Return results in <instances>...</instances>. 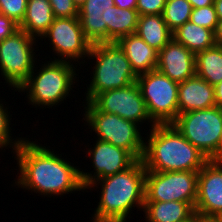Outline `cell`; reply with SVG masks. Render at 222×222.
I'll list each match as a JSON object with an SVG mask.
<instances>
[{
  "mask_svg": "<svg viewBox=\"0 0 222 222\" xmlns=\"http://www.w3.org/2000/svg\"><path fill=\"white\" fill-rule=\"evenodd\" d=\"M29 140L24 137L15 151L19 176H16L13 184L50 198L86 190L81 182L79 166H74L53 149L51 151L48 147Z\"/></svg>",
  "mask_w": 222,
  "mask_h": 222,
  "instance_id": "cell-1",
  "label": "cell"
},
{
  "mask_svg": "<svg viewBox=\"0 0 222 222\" xmlns=\"http://www.w3.org/2000/svg\"><path fill=\"white\" fill-rule=\"evenodd\" d=\"M145 176L146 169L140 159L122 172L89 184L86 190H95L99 185L101 187V197L91 222H127L133 207L142 211L145 202Z\"/></svg>",
  "mask_w": 222,
  "mask_h": 222,
  "instance_id": "cell-2",
  "label": "cell"
},
{
  "mask_svg": "<svg viewBox=\"0 0 222 222\" xmlns=\"http://www.w3.org/2000/svg\"><path fill=\"white\" fill-rule=\"evenodd\" d=\"M149 131L142 158L146 171L199 172L208 161L173 124H155Z\"/></svg>",
  "mask_w": 222,
  "mask_h": 222,
  "instance_id": "cell-3",
  "label": "cell"
},
{
  "mask_svg": "<svg viewBox=\"0 0 222 222\" xmlns=\"http://www.w3.org/2000/svg\"><path fill=\"white\" fill-rule=\"evenodd\" d=\"M46 61L37 69V61L26 81L17 89L18 92H25L29 104L39 108H51L64 103V100L70 95L74 84L79 82L75 80L79 69L73 62L52 60ZM76 67V68H75ZM77 70V71H76ZM37 73H35V72ZM76 81V82H75Z\"/></svg>",
  "mask_w": 222,
  "mask_h": 222,
  "instance_id": "cell-4",
  "label": "cell"
},
{
  "mask_svg": "<svg viewBox=\"0 0 222 222\" xmlns=\"http://www.w3.org/2000/svg\"><path fill=\"white\" fill-rule=\"evenodd\" d=\"M88 59H93L95 66H91L92 80L86 86L87 93L84 92L85 102H90L101 92L124 88L137 81V75L132 70L130 61L117 42L92 44Z\"/></svg>",
  "mask_w": 222,
  "mask_h": 222,
  "instance_id": "cell-5",
  "label": "cell"
},
{
  "mask_svg": "<svg viewBox=\"0 0 222 222\" xmlns=\"http://www.w3.org/2000/svg\"><path fill=\"white\" fill-rule=\"evenodd\" d=\"M84 107V121L86 126L95 132L97 138L110 142L128 150L137 160L143 158L145 150V138L142 137V129L133 121L125 120L116 114L98 111L90 102H82ZM87 105V106H86ZM141 129V130H140Z\"/></svg>",
  "mask_w": 222,
  "mask_h": 222,
  "instance_id": "cell-6",
  "label": "cell"
},
{
  "mask_svg": "<svg viewBox=\"0 0 222 222\" xmlns=\"http://www.w3.org/2000/svg\"><path fill=\"white\" fill-rule=\"evenodd\" d=\"M172 124L208 160L221 155L222 107L178 114Z\"/></svg>",
  "mask_w": 222,
  "mask_h": 222,
  "instance_id": "cell-7",
  "label": "cell"
},
{
  "mask_svg": "<svg viewBox=\"0 0 222 222\" xmlns=\"http://www.w3.org/2000/svg\"><path fill=\"white\" fill-rule=\"evenodd\" d=\"M36 43V38L21 29L0 42V74L11 90L17 91L33 71L38 60Z\"/></svg>",
  "mask_w": 222,
  "mask_h": 222,
  "instance_id": "cell-8",
  "label": "cell"
},
{
  "mask_svg": "<svg viewBox=\"0 0 222 222\" xmlns=\"http://www.w3.org/2000/svg\"><path fill=\"white\" fill-rule=\"evenodd\" d=\"M149 117L155 124H172L179 114L178 86L157 70L137 76Z\"/></svg>",
  "mask_w": 222,
  "mask_h": 222,
  "instance_id": "cell-9",
  "label": "cell"
},
{
  "mask_svg": "<svg viewBox=\"0 0 222 222\" xmlns=\"http://www.w3.org/2000/svg\"><path fill=\"white\" fill-rule=\"evenodd\" d=\"M197 186L198 171H146L145 202L179 201L194 207Z\"/></svg>",
  "mask_w": 222,
  "mask_h": 222,
  "instance_id": "cell-10",
  "label": "cell"
},
{
  "mask_svg": "<svg viewBox=\"0 0 222 222\" xmlns=\"http://www.w3.org/2000/svg\"><path fill=\"white\" fill-rule=\"evenodd\" d=\"M46 38L58 57L53 56L52 60L73 61L74 64L77 62L81 69V63L86 62L92 44L85 38L78 17L54 18L47 32L41 37L42 41ZM81 59L83 61L80 62Z\"/></svg>",
  "mask_w": 222,
  "mask_h": 222,
  "instance_id": "cell-11",
  "label": "cell"
},
{
  "mask_svg": "<svg viewBox=\"0 0 222 222\" xmlns=\"http://www.w3.org/2000/svg\"><path fill=\"white\" fill-rule=\"evenodd\" d=\"M90 103L104 113L116 114L119 117L135 122L138 125L150 123L151 129L155 123L148 115L146 104L137 82L124 88L106 90L97 94ZM149 123H148V122Z\"/></svg>",
  "mask_w": 222,
  "mask_h": 222,
  "instance_id": "cell-12",
  "label": "cell"
},
{
  "mask_svg": "<svg viewBox=\"0 0 222 222\" xmlns=\"http://www.w3.org/2000/svg\"><path fill=\"white\" fill-rule=\"evenodd\" d=\"M93 146L87 149L86 153L89 159L91 157V166L95 172L80 171L81 182L85 189L95 180L122 172L137 161L128 150L114 146L110 142L96 139Z\"/></svg>",
  "mask_w": 222,
  "mask_h": 222,
  "instance_id": "cell-13",
  "label": "cell"
},
{
  "mask_svg": "<svg viewBox=\"0 0 222 222\" xmlns=\"http://www.w3.org/2000/svg\"><path fill=\"white\" fill-rule=\"evenodd\" d=\"M195 213L203 216L222 214V166L215 160H208L198 172Z\"/></svg>",
  "mask_w": 222,
  "mask_h": 222,
  "instance_id": "cell-14",
  "label": "cell"
},
{
  "mask_svg": "<svg viewBox=\"0 0 222 222\" xmlns=\"http://www.w3.org/2000/svg\"><path fill=\"white\" fill-rule=\"evenodd\" d=\"M114 0H86L79 7V21L91 44L110 42V24Z\"/></svg>",
  "mask_w": 222,
  "mask_h": 222,
  "instance_id": "cell-15",
  "label": "cell"
},
{
  "mask_svg": "<svg viewBox=\"0 0 222 222\" xmlns=\"http://www.w3.org/2000/svg\"><path fill=\"white\" fill-rule=\"evenodd\" d=\"M156 70L174 82L182 83L196 75L195 54L172 38L158 52Z\"/></svg>",
  "mask_w": 222,
  "mask_h": 222,
  "instance_id": "cell-16",
  "label": "cell"
},
{
  "mask_svg": "<svg viewBox=\"0 0 222 222\" xmlns=\"http://www.w3.org/2000/svg\"><path fill=\"white\" fill-rule=\"evenodd\" d=\"M214 86L195 75L178 86L179 114L215 107Z\"/></svg>",
  "mask_w": 222,
  "mask_h": 222,
  "instance_id": "cell-17",
  "label": "cell"
},
{
  "mask_svg": "<svg viewBox=\"0 0 222 222\" xmlns=\"http://www.w3.org/2000/svg\"><path fill=\"white\" fill-rule=\"evenodd\" d=\"M117 43L124 50L132 70L138 76L157 68L158 51L136 33L121 37Z\"/></svg>",
  "mask_w": 222,
  "mask_h": 222,
  "instance_id": "cell-18",
  "label": "cell"
},
{
  "mask_svg": "<svg viewBox=\"0 0 222 222\" xmlns=\"http://www.w3.org/2000/svg\"><path fill=\"white\" fill-rule=\"evenodd\" d=\"M146 222H186L195 215L194 207L188 202H144Z\"/></svg>",
  "mask_w": 222,
  "mask_h": 222,
  "instance_id": "cell-19",
  "label": "cell"
},
{
  "mask_svg": "<svg viewBox=\"0 0 222 222\" xmlns=\"http://www.w3.org/2000/svg\"><path fill=\"white\" fill-rule=\"evenodd\" d=\"M54 18L49 0H28L24 18L18 26L30 36L41 40Z\"/></svg>",
  "mask_w": 222,
  "mask_h": 222,
  "instance_id": "cell-20",
  "label": "cell"
},
{
  "mask_svg": "<svg viewBox=\"0 0 222 222\" xmlns=\"http://www.w3.org/2000/svg\"><path fill=\"white\" fill-rule=\"evenodd\" d=\"M158 52L173 38V32L162 15H141L135 32Z\"/></svg>",
  "mask_w": 222,
  "mask_h": 222,
  "instance_id": "cell-21",
  "label": "cell"
},
{
  "mask_svg": "<svg viewBox=\"0 0 222 222\" xmlns=\"http://www.w3.org/2000/svg\"><path fill=\"white\" fill-rule=\"evenodd\" d=\"M173 38L194 54L213 47L216 44L212 30L196 25L191 21L185 22L176 29L173 32Z\"/></svg>",
  "mask_w": 222,
  "mask_h": 222,
  "instance_id": "cell-22",
  "label": "cell"
},
{
  "mask_svg": "<svg viewBox=\"0 0 222 222\" xmlns=\"http://www.w3.org/2000/svg\"><path fill=\"white\" fill-rule=\"evenodd\" d=\"M196 75L215 86L222 81V45L195 54Z\"/></svg>",
  "mask_w": 222,
  "mask_h": 222,
  "instance_id": "cell-23",
  "label": "cell"
},
{
  "mask_svg": "<svg viewBox=\"0 0 222 222\" xmlns=\"http://www.w3.org/2000/svg\"><path fill=\"white\" fill-rule=\"evenodd\" d=\"M139 14L136 9H122L112 6L110 24V42H117L121 37L136 32Z\"/></svg>",
  "mask_w": 222,
  "mask_h": 222,
  "instance_id": "cell-24",
  "label": "cell"
},
{
  "mask_svg": "<svg viewBox=\"0 0 222 222\" xmlns=\"http://www.w3.org/2000/svg\"><path fill=\"white\" fill-rule=\"evenodd\" d=\"M192 9L188 0H166L162 16L169 29L174 32L185 22L190 21Z\"/></svg>",
  "mask_w": 222,
  "mask_h": 222,
  "instance_id": "cell-25",
  "label": "cell"
},
{
  "mask_svg": "<svg viewBox=\"0 0 222 222\" xmlns=\"http://www.w3.org/2000/svg\"><path fill=\"white\" fill-rule=\"evenodd\" d=\"M3 104L2 99H0V150L4 149V147L12 148L11 153H15V151L18 149L21 142L24 140V138L16 137L13 138L11 134V121H12V115H10V111L8 112L7 109H9V106ZM11 120V121H10ZM13 138V139H12ZM18 138V139H17Z\"/></svg>",
  "mask_w": 222,
  "mask_h": 222,
  "instance_id": "cell-26",
  "label": "cell"
},
{
  "mask_svg": "<svg viewBox=\"0 0 222 222\" xmlns=\"http://www.w3.org/2000/svg\"><path fill=\"white\" fill-rule=\"evenodd\" d=\"M190 21L214 32L218 22L214 4L207 7L192 9Z\"/></svg>",
  "mask_w": 222,
  "mask_h": 222,
  "instance_id": "cell-27",
  "label": "cell"
},
{
  "mask_svg": "<svg viewBox=\"0 0 222 222\" xmlns=\"http://www.w3.org/2000/svg\"><path fill=\"white\" fill-rule=\"evenodd\" d=\"M28 0H0V14L11 18L18 25L22 22Z\"/></svg>",
  "mask_w": 222,
  "mask_h": 222,
  "instance_id": "cell-28",
  "label": "cell"
},
{
  "mask_svg": "<svg viewBox=\"0 0 222 222\" xmlns=\"http://www.w3.org/2000/svg\"><path fill=\"white\" fill-rule=\"evenodd\" d=\"M55 18L78 17L79 8L73 0H49Z\"/></svg>",
  "mask_w": 222,
  "mask_h": 222,
  "instance_id": "cell-29",
  "label": "cell"
},
{
  "mask_svg": "<svg viewBox=\"0 0 222 222\" xmlns=\"http://www.w3.org/2000/svg\"><path fill=\"white\" fill-rule=\"evenodd\" d=\"M166 0H137L136 10L141 15H162Z\"/></svg>",
  "mask_w": 222,
  "mask_h": 222,
  "instance_id": "cell-30",
  "label": "cell"
},
{
  "mask_svg": "<svg viewBox=\"0 0 222 222\" xmlns=\"http://www.w3.org/2000/svg\"><path fill=\"white\" fill-rule=\"evenodd\" d=\"M18 29L19 26L17 23H15L11 18L0 14V42L11 36Z\"/></svg>",
  "mask_w": 222,
  "mask_h": 222,
  "instance_id": "cell-31",
  "label": "cell"
},
{
  "mask_svg": "<svg viewBox=\"0 0 222 222\" xmlns=\"http://www.w3.org/2000/svg\"><path fill=\"white\" fill-rule=\"evenodd\" d=\"M137 0H114L115 6L122 9H136Z\"/></svg>",
  "mask_w": 222,
  "mask_h": 222,
  "instance_id": "cell-32",
  "label": "cell"
},
{
  "mask_svg": "<svg viewBox=\"0 0 222 222\" xmlns=\"http://www.w3.org/2000/svg\"><path fill=\"white\" fill-rule=\"evenodd\" d=\"M214 98L216 106L222 107V81L214 86Z\"/></svg>",
  "mask_w": 222,
  "mask_h": 222,
  "instance_id": "cell-33",
  "label": "cell"
},
{
  "mask_svg": "<svg viewBox=\"0 0 222 222\" xmlns=\"http://www.w3.org/2000/svg\"><path fill=\"white\" fill-rule=\"evenodd\" d=\"M193 9L213 5L214 0H188Z\"/></svg>",
  "mask_w": 222,
  "mask_h": 222,
  "instance_id": "cell-34",
  "label": "cell"
},
{
  "mask_svg": "<svg viewBox=\"0 0 222 222\" xmlns=\"http://www.w3.org/2000/svg\"><path fill=\"white\" fill-rule=\"evenodd\" d=\"M215 42L222 45V19H218L216 29L214 31Z\"/></svg>",
  "mask_w": 222,
  "mask_h": 222,
  "instance_id": "cell-35",
  "label": "cell"
},
{
  "mask_svg": "<svg viewBox=\"0 0 222 222\" xmlns=\"http://www.w3.org/2000/svg\"><path fill=\"white\" fill-rule=\"evenodd\" d=\"M196 222H222V219L217 216H203V215L197 214Z\"/></svg>",
  "mask_w": 222,
  "mask_h": 222,
  "instance_id": "cell-36",
  "label": "cell"
},
{
  "mask_svg": "<svg viewBox=\"0 0 222 222\" xmlns=\"http://www.w3.org/2000/svg\"><path fill=\"white\" fill-rule=\"evenodd\" d=\"M214 7L217 13L218 19H222V0H214Z\"/></svg>",
  "mask_w": 222,
  "mask_h": 222,
  "instance_id": "cell-37",
  "label": "cell"
},
{
  "mask_svg": "<svg viewBox=\"0 0 222 222\" xmlns=\"http://www.w3.org/2000/svg\"><path fill=\"white\" fill-rule=\"evenodd\" d=\"M73 1L79 8L86 0H73Z\"/></svg>",
  "mask_w": 222,
  "mask_h": 222,
  "instance_id": "cell-38",
  "label": "cell"
},
{
  "mask_svg": "<svg viewBox=\"0 0 222 222\" xmlns=\"http://www.w3.org/2000/svg\"><path fill=\"white\" fill-rule=\"evenodd\" d=\"M196 221H197V213H195V215L186 222H196Z\"/></svg>",
  "mask_w": 222,
  "mask_h": 222,
  "instance_id": "cell-39",
  "label": "cell"
},
{
  "mask_svg": "<svg viewBox=\"0 0 222 222\" xmlns=\"http://www.w3.org/2000/svg\"><path fill=\"white\" fill-rule=\"evenodd\" d=\"M222 166V155L215 159Z\"/></svg>",
  "mask_w": 222,
  "mask_h": 222,
  "instance_id": "cell-40",
  "label": "cell"
},
{
  "mask_svg": "<svg viewBox=\"0 0 222 222\" xmlns=\"http://www.w3.org/2000/svg\"><path fill=\"white\" fill-rule=\"evenodd\" d=\"M221 155H222V135H221Z\"/></svg>",
  "mask_w": 222,
  "mask_h": 222,
  "instance_id": "cell-41",
  "label": "cell"
}]
</instances>
